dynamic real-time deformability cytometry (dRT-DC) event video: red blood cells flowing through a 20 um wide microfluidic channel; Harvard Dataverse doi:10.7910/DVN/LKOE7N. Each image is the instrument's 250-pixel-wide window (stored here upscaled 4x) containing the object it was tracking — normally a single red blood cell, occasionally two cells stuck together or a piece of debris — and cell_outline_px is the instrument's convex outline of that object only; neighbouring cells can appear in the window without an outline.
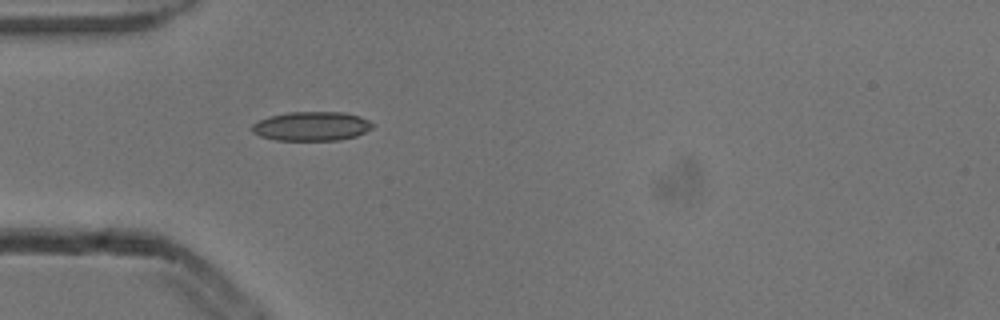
{"species": "common noctule bat (a hibernating species)", "species_latin": "Nyctalus noctula", "temperature_condition": "cold", "stored_images_in_passage": 1, "camera_frame_rate_fps": 3000, "um_per_image_px": 0.085, "animal": {"sex": "male", "body_mass_g": 13.3}, "frame": {"image": 1, "passage_image": 1, "time_ms": 0.0, "image_size_px": [1000, 320], "cell_outline_px": [[376, 124], [372, 128], [356, 136], [340, 140], [276, 140], [260, 136], [252, 132], [252, 124], [268, 116], [288, 112], [344, 112], [360, 116]], "centroid_in_image_um": [26.5, 10.72], "position_along_channel_um": 58.5, "area_um2": 20.58}}